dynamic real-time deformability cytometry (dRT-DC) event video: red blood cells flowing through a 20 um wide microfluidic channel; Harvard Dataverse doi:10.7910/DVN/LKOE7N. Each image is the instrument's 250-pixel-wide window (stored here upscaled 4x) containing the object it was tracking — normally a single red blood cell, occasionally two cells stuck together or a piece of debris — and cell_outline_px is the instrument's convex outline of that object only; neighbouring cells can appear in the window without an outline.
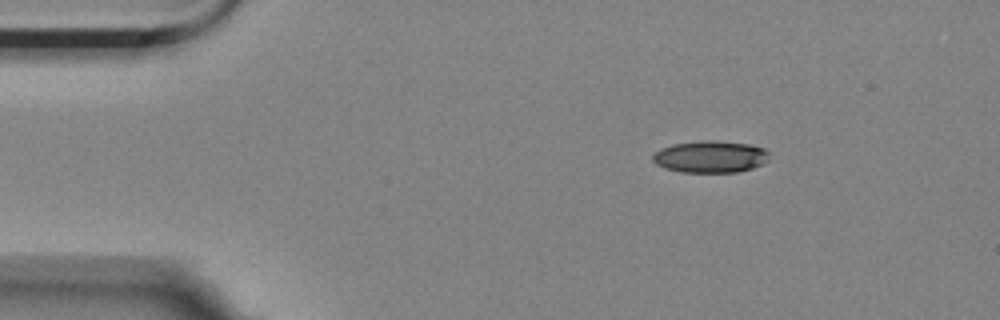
{"species": "Egyptian fruit bat (a non-hibernating species)", "species_latin": "Rousettus aegyptiacus", "temperature_condition": "room temperature", "stored_images_in_passage": 4, "camera_frame_rate_fps": 3000, "um_per_image_px": 0.085, "animal": {"sex": "female"}, "frame": {"image": 1, "passage_image": 4, "time_ms": 1.0, "image_size_px": [1000, 320], "cell_outline_px": [[772, 152], [768, 160], [752, 168], [736, 172], [680, 172], [664, 168], [656, 164], [652, 160], [652, 156], [660, 148], [672, 144], [700, 140], [720, 140], [752, 144], [764, 148]], "centroid_in_image_um": [60.4, 13.3], "position_along_channel_um": 24.6, "area_um2": 22.08}}